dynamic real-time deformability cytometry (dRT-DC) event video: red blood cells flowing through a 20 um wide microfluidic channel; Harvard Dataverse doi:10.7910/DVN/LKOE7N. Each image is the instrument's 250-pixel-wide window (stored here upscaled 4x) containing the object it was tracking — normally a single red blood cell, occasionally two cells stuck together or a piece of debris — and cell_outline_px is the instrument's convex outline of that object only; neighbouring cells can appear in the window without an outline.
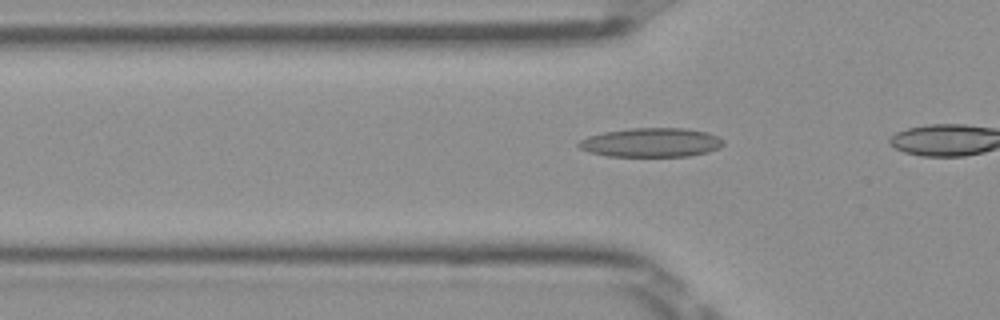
{"species": "Egyptian fruit bat (a non-hibernating species)", "species_latin": "Rousettus aegyptiacus", "temperature_condition": "room temperature", "stored_images_in_passage": 18, "camera_frame_rate_fps": 3000, "um_per_image_px": 0.085, "frame": {"image": 1, "passage_image": 13, "time_ms": 4.0, "image_size_px": [1000, 320], "cell_outline_px": [[724, 144], [720, 148], [708, 152], [688, 156], [608, 156], [588, 152], [580, 148], [576, 144], [580, 140], [588, 136], [604, 132], [632, 128], [684, 128], [708, 132], [724, 140]], "centroid_in_image_um": [55.36, 12.11], "position_along_channel_um": 70.4, "area_um2": 24.57}}